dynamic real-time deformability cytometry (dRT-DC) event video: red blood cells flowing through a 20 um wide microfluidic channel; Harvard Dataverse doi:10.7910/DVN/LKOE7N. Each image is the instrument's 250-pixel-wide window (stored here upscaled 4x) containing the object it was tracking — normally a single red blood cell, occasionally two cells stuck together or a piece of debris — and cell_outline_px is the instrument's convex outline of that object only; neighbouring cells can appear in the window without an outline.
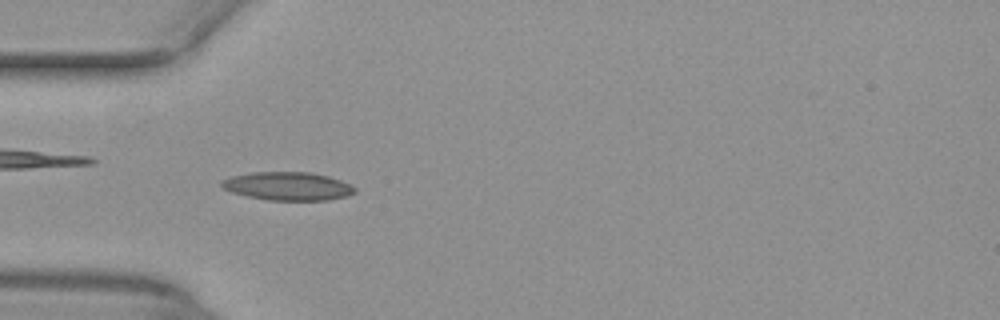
{"species": "common noctule bat (a hibernating species)", "species_latin": "Nyctalus noctula", "temperature_condition": "warm", "stored_images_in_passage": 45, "camera_frame_rate_fps": 3000, "um_per_image_px": 0.085, "animal": {"sex": "female", "body_mass_g": 29.2, "forearm_length_mm": 56.3}, "frame": {"image": 1, "passage_image": 16, "time_ms": 5.0, "image_size_px": [1000, 320], "cell_outline_px": [[356, 192], [348, 196], [328, 200], [268, 200], [248, 196], [232, 192], [224, 188], [220, 184], [220, 180], [232, 176], [252, 172], [312, 172], [328, 176], [340, 180], [356, 188]], "centroid_in_image_um": [24.47, 15.82], "position_along_channel_um": 60.5, "area_um2": 21.96}}
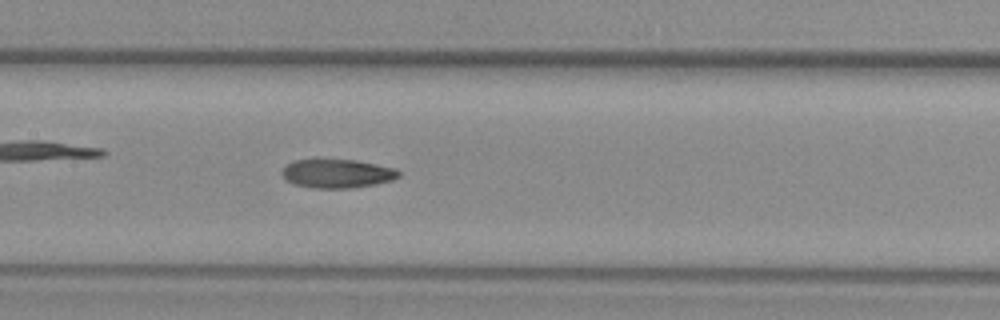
{"frame": {"image": 2, "passage_image": 25, "time_ms": 8.0, "image_size_px": [1000, 320], "cell_outline_px": [[400, 176], [392, 180], [376, 184], [352, 188], [312, 188], [292, 184], [280, 172], [288, 164], [296, 160], [320, 156], [356, 160], [396, 168], [400, 172]], "centroid_in_image_um": [28.64, 14.71], "position_along_channel_um": 178.8, "area_um2": 20.35}}
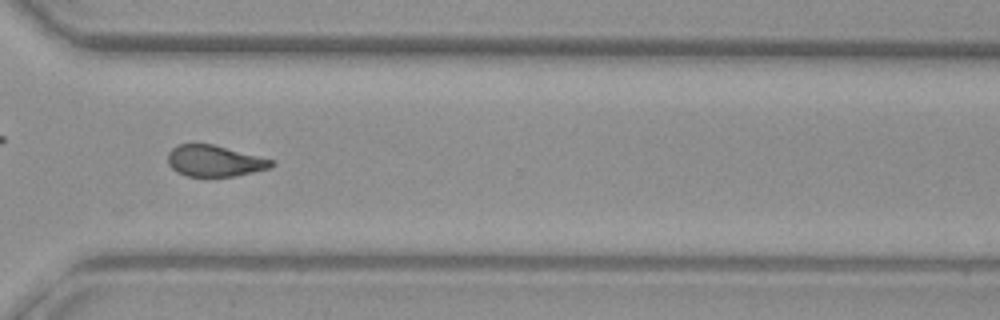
{"frame": {"image": 3, "passage_image": 38, "time_ms": 12.333, "image_size_px": [1000, 320], "cell_outline_px": [[276, 164], [268, 168], [236, 176], [188, 176], [176, 172], [168, 164], [168, 152], [172, 148], [180, 144], [212, 144], [272, 160]], "centroid_in_image_um": [18.19, 13.68], "position_along_channel_um": 352.4, "area_um2": 18.55}, "authors_computed_cell_mechanics": {"area_um2": 19.8832, "velocity_mm_per_s": 4.0106, "shape_relaxation_time_tau1_ms": null, "shape_relaxation_time_tau2_ms": 3.7246, "deformation_change_tau1": null, "deformation_change_tau2": 0.1177}}